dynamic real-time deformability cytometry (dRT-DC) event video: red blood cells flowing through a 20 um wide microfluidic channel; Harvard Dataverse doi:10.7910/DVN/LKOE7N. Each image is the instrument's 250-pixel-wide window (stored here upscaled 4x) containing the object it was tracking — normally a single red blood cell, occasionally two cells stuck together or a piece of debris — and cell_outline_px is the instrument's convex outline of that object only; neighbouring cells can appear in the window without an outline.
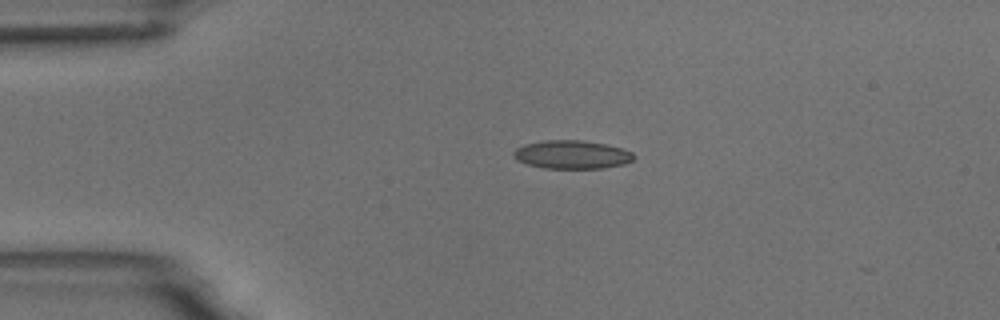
{"species": "common noctule bat (a hibernating species)", "species_latin": "Nyctalus noctula", "temperature_condition": "room temperature", "stored_images_in_passage": 2, "camera_frame_rate_fps": 3000, "um_per_image_px": 0.085, "animal": {"sex": "male", "body_mass_g": 18.8}, "frame": {"image": 1, "passage_image": 1, "time_ms": 0.0, "image_size_px": [1000, 320], "cell_outline_px": [[636, 156], [632, 160], [624, 164], [604, 168], [544, 168], [528, 164], [516, 160], [512, 152], [516, 148], [524, 144], [544, 140], [584, 140], [604, 144], [620, 148], [632, 152]], "centroid_in_image_um": [48.59, 13.13], "position_along_channel_um": 36.4, "area_um2": 19.88}}